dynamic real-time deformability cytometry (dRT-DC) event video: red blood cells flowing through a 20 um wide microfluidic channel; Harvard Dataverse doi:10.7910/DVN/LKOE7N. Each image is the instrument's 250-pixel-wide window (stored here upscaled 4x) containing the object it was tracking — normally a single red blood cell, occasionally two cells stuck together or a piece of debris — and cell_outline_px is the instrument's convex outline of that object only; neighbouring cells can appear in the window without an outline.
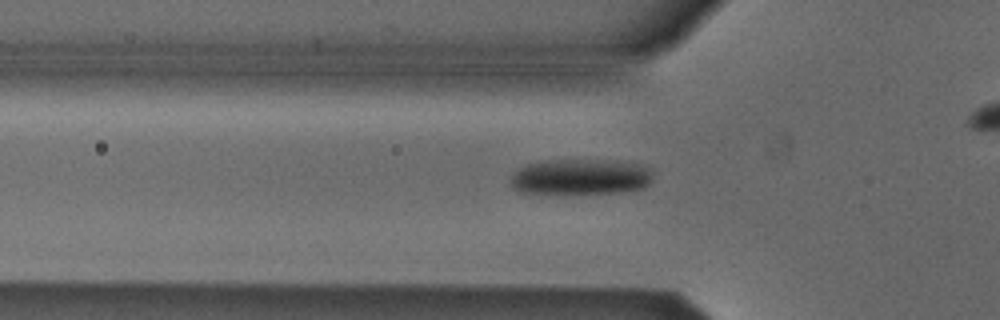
{"species": "Egyptian fruit bat (a non-hibernating species)", "species_latin": "Rousettus aegyptiacus", "temperature_condition": "cold", "stored_images_in_passage": 39, "camera_frame_rate_fps": 3000, "um_per_image_px": 0.085, "animal": {"sex": "male"}, "frame": {"image": 1, "passage_image": 7, "time_ms": 2.0, "image_size_px": [1000, 320], "cell_outline_px": [[652, 180], [648, 184], [640, 188], [620, 192], [560, 196], [520, 192], [512, 188], [512, 176], [520, 168], [528, 164], [548, 160], [616, 160], [636, 164], [652, 172]], "centroid_in_image_um": [49.29, 15.08], "position_along_channel_um": 76.5, "area_um2": 30.23}}
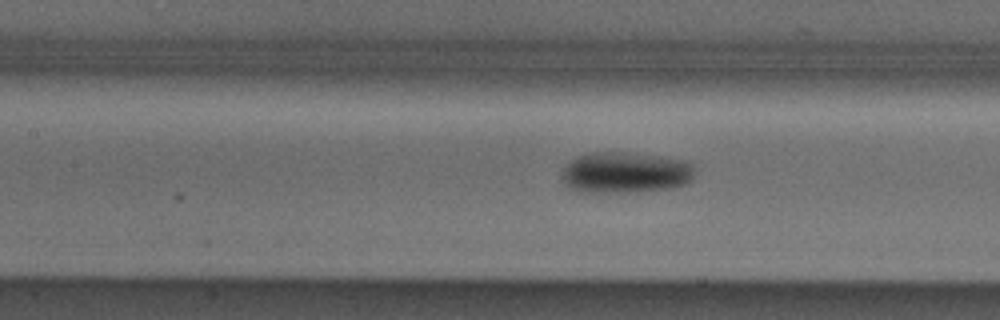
{"frame": {"image": 2, "passage_image": 13, "time_ms": 4.0, "image_size_px": [1000, 320], "cell_outline_px": [[692, 180], [684, 184], [672, 188], [628, 192], [580, 192], [568, 188], [564, 184], [564, 164], [576, 156], [592, 152], [624, 152], [688, 160], [692, 164]], "centroid_in_image_um": [53.12, 14.66], "position_along_channel_um": 154.3, "area_um2": 31.85}}
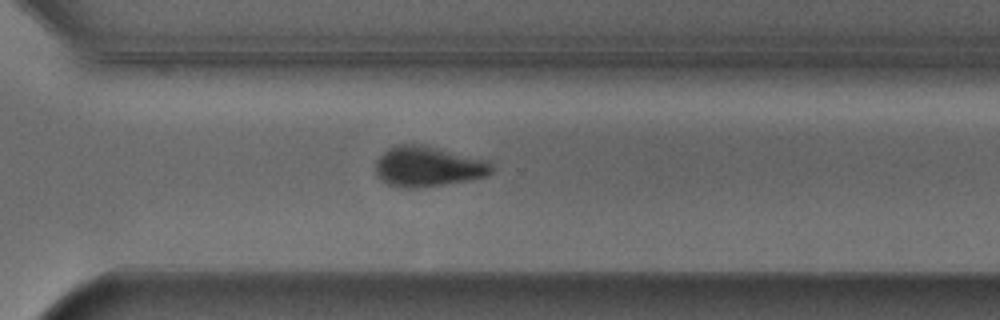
{"frame": {"image": 3, "passage_image": 27, "time_ms": 8.667, "image_size_px": [1000, 320], "cell_outline_px": [[492, 172], [488, 176], [468, 180], [420, 188], [400, 188], [388, 184], [380, 180], [376, 176], [376, 160], [388, 148], [400, 144], [420, 144], [488, 160], [492, 164]], "centroid_in_image_um": [36.36, 14.16], "position_along_channel_um": 334.2, "area_um2": 27.34}, "authors_computed_cell_mechanics": {"area_um2": 29.5936, "velocity_mm_per_s": 3.8614, "shape_relaxation_time_tau1_ms": 3.6274, "shape_relaxation_time_tau2_ms": null, "deformation_change_tau1": 0.1248, "deformation_change_tau2": null}}